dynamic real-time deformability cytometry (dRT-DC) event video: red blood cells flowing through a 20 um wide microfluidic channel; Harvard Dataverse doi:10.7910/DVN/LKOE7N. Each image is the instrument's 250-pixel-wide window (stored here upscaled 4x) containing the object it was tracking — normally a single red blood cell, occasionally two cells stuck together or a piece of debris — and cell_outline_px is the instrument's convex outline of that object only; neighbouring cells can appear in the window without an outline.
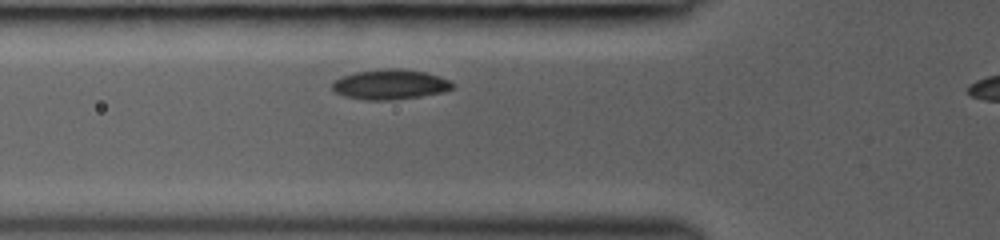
{"species": "common noctule bat (a hibernating species)", "species_latin": "Nyctalus noctula", "temperature_condition": "room temperature", "stored_images_in_passage": 19, "segment_of_instrument_passage": [1, 2], "camera_frame_rate_fps": 3000, "um_per_image_px": 0.085, "animal": {"sex": "female", "body_mass_g": 19.0, "forearm_length_mm": 53.3}, "frame": {"image": 1, "passage_image": 4, "time_ms": 1.333, "image_size_px": [1000, 240], "cell_outline_px": [[452, 88], [444, 92], [420, 96], [392, 100], [364, 100], [344, 96], [336, 92], [332, 88], [332, 80], [356, 72], [388, 68], [400, 68], [424, 72], [440, 76], [448, 80], [452, 84]], "centroid_in_image_um": [33.14, 7.18], "position_along_channel_um": 92.7, "area_um2": 20.92}}
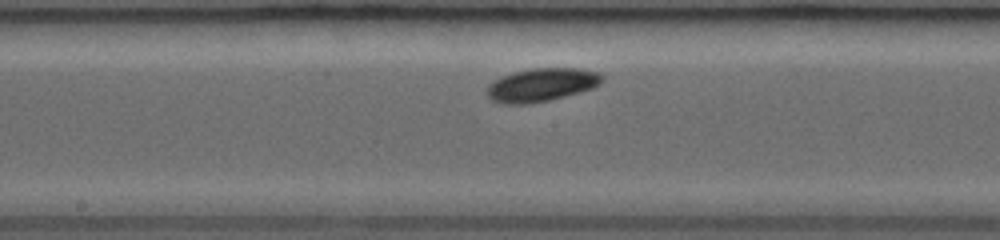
{"frame": {"image": 2, "passage_image": 10, "time_ms": 4.0, "image_size_px": [1000, 240], "cell_outline_px": [[604, 80], [600, 84], [592, 88], [580, 92], [548, 100], [528, 104], [500, 104], [492, 100], [488, 96], [488, 84], [512, 72], [532, 68], [580, 68], [600, 72], [604, 76]], "centroid_in_image_um": [46.07, 7.2], "position_along_channel_um": 202.1, "area_um2": 22.37}}
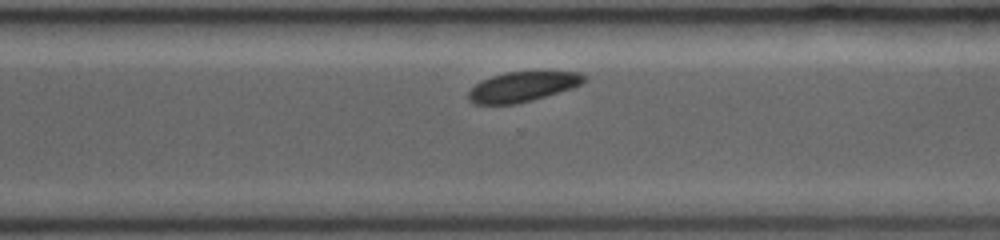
{"frame": {"image": 3, "passage_image": 17, "time_ms": 7.0, "image_size_px": [1000, 240], "cell_outline_px": [[588, 80], [580, 84], [532, 100], [516, 104], [476, 104], [468, 100], [468, 92], [480, 80], [504, 72], [580, 72], [588, 76]], "centroid_in_image_um": [44.39, 7.36], "position_along_channel_um": 326.2, "area_um2": 19.94}}